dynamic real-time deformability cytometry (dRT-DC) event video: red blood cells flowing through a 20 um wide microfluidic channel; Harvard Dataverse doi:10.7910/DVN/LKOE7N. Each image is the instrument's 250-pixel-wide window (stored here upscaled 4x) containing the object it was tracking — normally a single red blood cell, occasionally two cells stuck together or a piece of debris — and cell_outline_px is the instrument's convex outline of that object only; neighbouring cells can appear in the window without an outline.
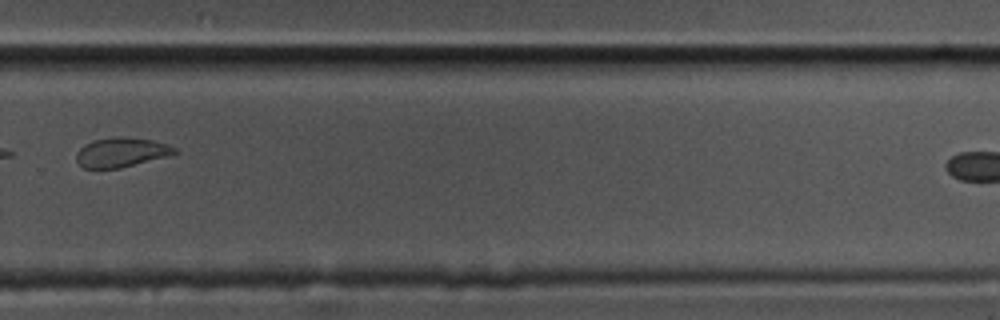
{"species": "common noctule bat (a hibernating species)", "species_latin": "Nyctalus noctula", "temperature_condition": "cold", "stored_images_in_passage": 11, "segment_of_instrument_passage": [1, 2], "camera_frame_rate_fps": 3000, "um_per_image_px": 0.085, "animal": {"sex": "male", "body_mass_g": 17.5, "forearm_length_mm": 52.3}, "frame": {"image": 1, "passage_image": 10, "time_ms": 3.0, "image_size_px": [1000, 320], "cell_outline_px": [[180, 152], [168, 156], [120, 168], [84, 168], [76, 160], [76, 152], [84, 144], [92, 140], [152, 140], [168, 144], [176, 148]], "centroid_in_image_um": [10.32, 13.0], "position_along_channel_um": 319.5, "area_um2": 16.07}}